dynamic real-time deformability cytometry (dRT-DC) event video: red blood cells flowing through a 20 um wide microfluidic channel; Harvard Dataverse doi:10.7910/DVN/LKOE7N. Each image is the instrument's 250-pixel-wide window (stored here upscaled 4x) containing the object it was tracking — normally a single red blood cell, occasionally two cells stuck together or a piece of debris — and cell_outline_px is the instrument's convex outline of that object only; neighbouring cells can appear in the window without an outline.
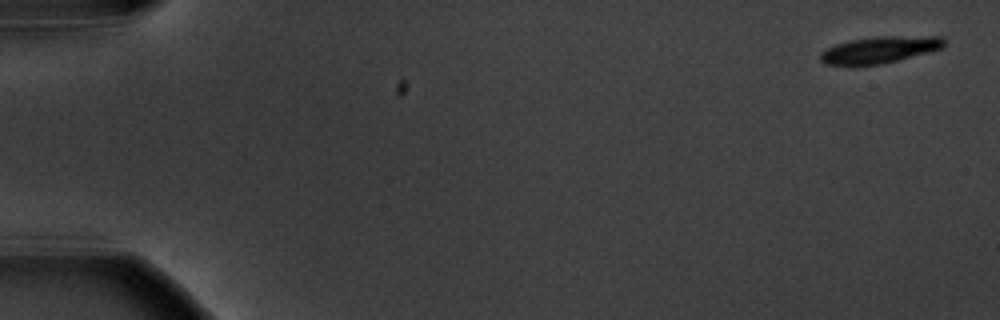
{"species": "common noctule bat (a hibernating species)", "species_latin": "Nyctalus noctula", "temperature_condition": "warm", "stored_images_in_passage": 7, "camera_frame_rate_fps": 3000, "um_per_image_px": 0.085, "animal": {"sex": "male", "body_mass_g": 20.1, "forearm_length_mm": 53.5}, "frame": {"image": 1, "passage_image": 1, "time_ms": 0.0, "image_size_px": [1000, 320], "cell_outline_px": [[944, 44], [940, 48], [896, 60], [880, 64], [852, 68], [824, 64], [820, 60], [820, 52], [836, 44], [852, 40], [876, 36], [944, 36]], "centroid_in_image_um": [74.66, 4.26], "position_along_channel_um": 10.3, "area_um2": 19.48}}
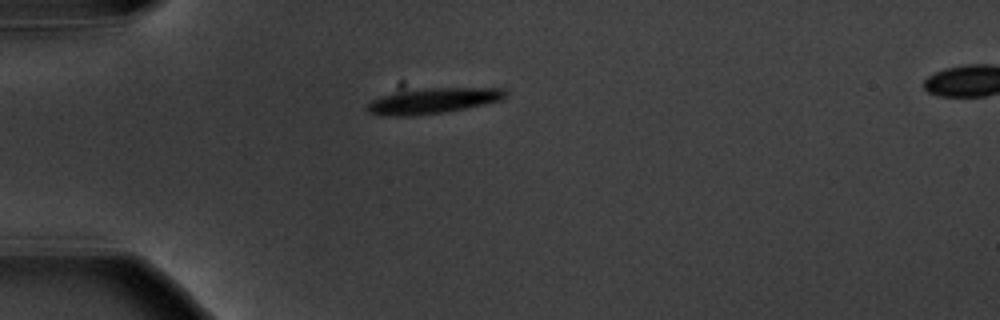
{"frame": {"image": 2, "passage_image": 5, "time_ms": 4.667, "image_size_px": [1000, 320], "cell_outline_px": [[508, 96], [500, 100], [468, 108], [444, 112], [416, 116], [396, 116], [368, 112], [368, 104], [372, 100], [380, 96], [392, 92], [412, 88], [504, 88], [508, 92]], "centroid_in_image_um": [36.83, 8.55], "position_along_channel_um": 48.2, "area_um2": 20.81}}